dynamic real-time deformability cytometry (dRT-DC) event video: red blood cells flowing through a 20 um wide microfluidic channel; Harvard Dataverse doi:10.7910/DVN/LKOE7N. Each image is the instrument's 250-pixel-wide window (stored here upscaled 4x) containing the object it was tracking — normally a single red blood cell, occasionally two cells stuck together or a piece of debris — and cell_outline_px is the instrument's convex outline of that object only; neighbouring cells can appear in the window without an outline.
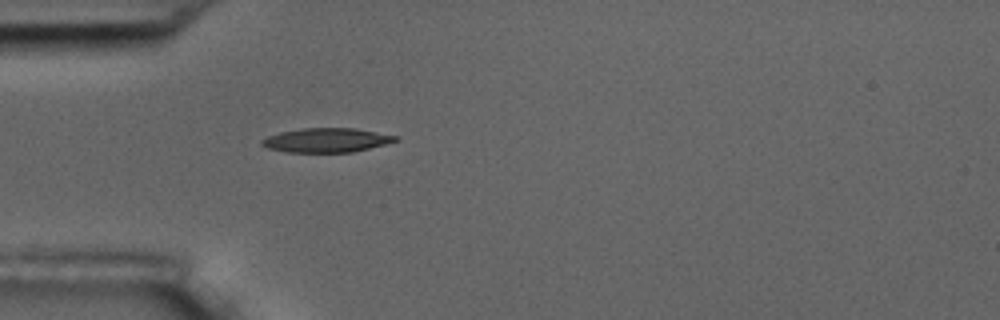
{"species": "common noctule bat (a hibernating species)", "species_latin": "Nyctalus noctula", "temperature_condition": "room temperature", "stored_images_in_passage": 1, "camera_frame_rate_fps": 3000, "um_per_image_px": 0.085, "animal": {"sex": "male", "body_mass_g": 17.5, "forearm_length_mm": 52.3}, "frame": {"image": 1, "passage_image": 1, "time_ms": 0.0, "image_size_px": [1000, 320], "cell_outline_px": [[400, 140], [352, 152], [288, 152], [268, 148], [260, 144], [260, 140], [268, 136], [280, 132], [304, 128], [356, 128], [400, 136]], "centroid_in_image_um": [27.77, 11.91], "position_along_channel_um": 57.2, "area_um2": 18.84}}